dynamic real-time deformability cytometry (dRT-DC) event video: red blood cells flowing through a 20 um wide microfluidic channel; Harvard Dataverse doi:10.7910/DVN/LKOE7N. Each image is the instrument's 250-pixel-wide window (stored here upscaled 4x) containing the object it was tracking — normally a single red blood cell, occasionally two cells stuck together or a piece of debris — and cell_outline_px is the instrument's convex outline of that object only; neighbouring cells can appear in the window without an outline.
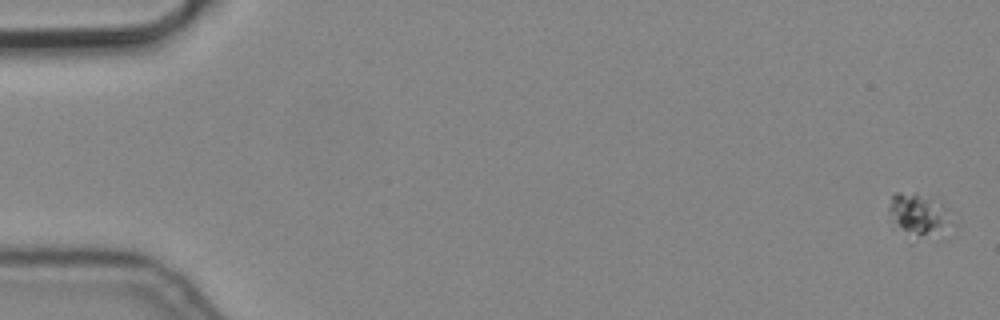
{"species": "common noctule bat (a hibernating species)", "species_latin": "Nyctalus noctula", "temperature_condition": "cold", "stored_images_in_passage": 10, "camera_frame_rate_fps": 3000, "um_per_image_px": 0.085, "animal": {"sex": "male", "body_mass_g": 19.2, "forearm_length_mm": 51.8}, "frame": {"image": 1, "passage_image": 1, "time_ms": 0.0, "image_size_px": [1000, 320], "cell_outline_px": [[948, 224], [912, 244], [908, 244], [892, 228], [888, 220], [888, 208], [892, 196], [896, 192], [916, 192], [940, 200], [948, 208]], "centroid_in_image_um": [77.88, 18.32], "position_along_channel_um": 7.1, "area_um2": 16.7}}
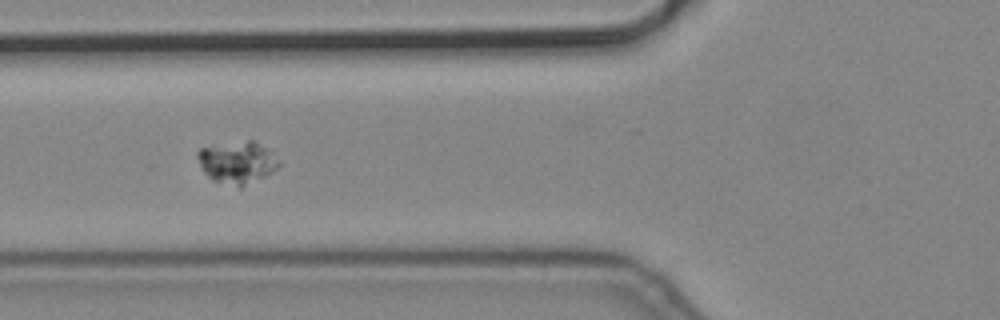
{"frame": {"image": 2, "passage_image": 7, "time_ms": 2.0, "image_size_px": [1000, 320], "cell_outline_px": [[280, 164], [272, 172], [240, 188], [212, 180], [200, 168], [196, 156], [196, 152], [200, 148], [248, 140], [256, 140], [280, 160]], "centroid_in_image_um": [20.14, 13.81], "position_along_channel_um": 105.7, "area_um2": 19.94}}
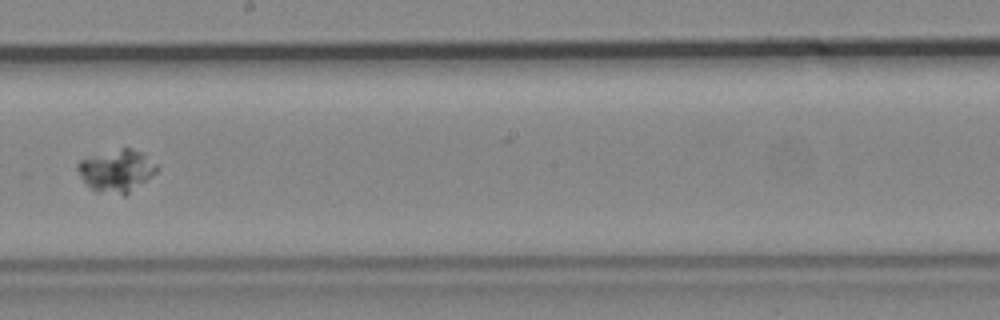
{"frame": {"image": 3, "passage_image": 10, "time_ms": 3.0, "image_size_px": [1000, 320], "cell_outline_px": [[156, 172], [124, 196], [96, 192], [84, 180], [76, 168], [76, 164], [80, 160], [92, 156], [120, 148], [132, 148], [144, 152], [156, 164]], "centroid_in_image_um": [9.91, 14.51], "position_along_channel_um": 238.3, "area_um2": 19.31}}